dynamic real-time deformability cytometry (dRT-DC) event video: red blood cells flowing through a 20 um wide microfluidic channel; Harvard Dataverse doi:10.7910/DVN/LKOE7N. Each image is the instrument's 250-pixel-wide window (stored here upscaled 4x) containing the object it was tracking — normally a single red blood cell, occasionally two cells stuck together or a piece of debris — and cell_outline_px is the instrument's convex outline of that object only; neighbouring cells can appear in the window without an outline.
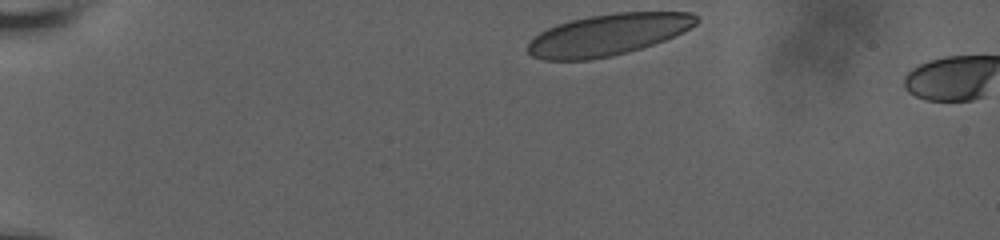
{"species": "human", "species_latin": "Homo sapiens", "temperature_condition": "room temperature", "stored_images_in_passage": 6, "camera_frame_rate_fps": 3000, "um_per_image_px": 0.085, "donor": {"sex": "male"}, "frame": {"image": 1, "passage_image": 1, "time_ms": 0.0, "image_size_px": [1000, 240], "cell_outline_px": [[700, 20], [696, 24], [664, 40], [628, 52], [612, 56], [588, 60], [544, 60], [532, 56], [528, 52], [528, 40], [540, 32], [556, 24], [588, 16], [616, 12], [692, 12], [700, 16]], "centroid_in_image_um": [51.65, 2.94], "position_along_channel_um": 33.3, "area_um2": 40.75}}